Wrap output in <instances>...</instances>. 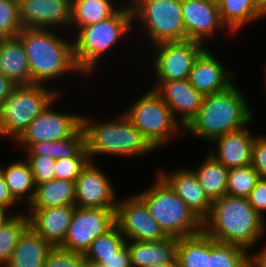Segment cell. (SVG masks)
I'll return each instance as SVG.
<instances>
[{
    "label": "cell",
    "mask_w": 266,
    "mask_h": 267,
    "mask_svg": "<svg viewBox=\"0 0 266 267\" xmlns=\"http://www.w3.org/2000/svg\"><path fill=\"white\" fill-rule=\"evenodd\" d=\"M127 3L125 0V4L112 17L82 27L75 32L76 36L73 35L74 59L87 79L92 77L94 68L99 66L102 58H106L105 55L112 51L110 49L117 48L119 41L124 40L123 37L135 32L132 9Z\"/></svg>",
    "instance_id": "5"
},
{
    "label": "cell",
    "mask_w": 266,
    "mask_h": 267,
    "mask_svg": "<svg viewBox=\"0 0 266 267\" xmlns=\"http://www.w3.org/2000/svg\"><path fill=\"white\" fill-rule=\"evenodd\" d=\"M154 184L136 194L167 236L187 237L203 230V221L156 174Z\"/></svg>",
    "instance_id": "6"
},
{
    "label": "cell",
    "mask_w": 266,
    "mask_h": 267,
    "mask_svg": "<svg viewBox=\"0 0 266 267\" xmlns=\"http://www.w3.org/2000/svg\"><path fill=\"white\" fill-rule=\"evenodd\" d=\"M132 267L154 264L177 265L179 238L158 241H126Z\"/></svg>",
    "instance_id": "22"
},
{
    "label": "cell",
    "mask_w": 266,
    "mask_h": 267,
    "mask_svg": "<svg viewBox=\"0 0 266 267\" xmlns=\"http://www.w3.org/2000/svg\"><path fill=\"white\" fill-rule=\"evenodd\" d=\"M203 231L217 242L250 252L266 235V220L249 204L248 198L226 194L212 201L210 213L203 220Z\"/></svg>",
    "instance_id": "2"
},
{
    "label": "cell",
    "mask_w": 266,
    "mask_h": 267,
    "mask_svg": "<svg viewBox=\"0 0 266 267\" xmlns=\"http://www.w3.org/2000/svg\"><path fill=\"white\" fill-rule=\"evenodd\" d=\"M238 84L210 95H204L196 116L184 128L185 134L210 143L217 137L248 126L255 118Z\"/></svg>",
    "instance_id": "3"
},
{
    "label": "cell",
    "mask_w": 266,
    "mask_h": 267,
    "mask_svg": "<svg viewBox=\"0 0 266 267\" xmlns=\"http://www.w3.org/2000/svg\"><path fill=\"white\" fill-rule=\"evenodd\" d=\"M152 46L151 60L156 81L184 80L189 78L192 65L207 46L195 40L161 42ZM155 48V49H154Z\"/></svg>",
    "instance_id": "10"
},
{
    "label": "cell",
    "mask_w": 266,
    "mask_h": 267,
    "mask_svg": "<svg viewBox=\"0 0 266 267\" xmlns=\"http://www.w3.org/2000/svg\"><path fill=\"white\" fill-rule=\"evenodd\" d=\"M23 151L26 154L25 156L44 155L50 156L55 160L69 157H88L82 127L64 140L32 143Z\"/></svg>",
    "instance_id": "28"
},
{
    "label": "cell",
    "mask_w": 266,
    "mask_h": 267,
    "mask_svg": "<svg viewBox=\"0 0 266 267\" xmlns=\"http://www.w3.org/2000/svg\"><path fill=\"white\" fill-rule=\"evenodd\" d=\"M224 65L207 46L196 57L188 80L203 95L222 92L235 83L236 74Z\"/></svg>",
    "instance_id": "18"
},
{
    "label": "cell",
    "mask_w": 266,
    "mask_h": 267,
    "mask_svg": "<svg viewBox=\"0 0 266 267\" xmlns=\"http://www.w3.org/2000/svg\"><path fill=\"white\" fill-rule=\"evenodd\" d=\"M22 29L19 0H0V37H16Z\"/></svg>",
    "instance_id": "36"
},
{
    "label": "cell",
    "mask_w": 266,
    "mask_h": 267,
    "mask_svg": "<svg viewBox=\"0 0 266 267\" xmlns=\"http://www.w3.org/2000/svg\"><path fill=\"white\" fill-rule=\"evenodd\" d=\"M45 267H84V255L53 246L48 251Z\"/></svg>",
    "instance_id": "38"
},
{
    "label": "cell",
    "mask_w": 266,
    "mask_h": 267,
    "mask_svg": "<svg viewBox=\"0 0 266 267\" xmlns=\"http://www.w3.org/2000/svg\"><path fill=\"white\" fill-rule=\"evenodd\" d=\"M106 119L100 121L81 115L89 161L94 162L93 157L97 155L140 158L157 150L124 113Z\"/></svg>",
    "instance_id": "4"
},
{
    "label": "cell",
    "mask_w": 266,
    "mask_h": 267,
    "mask_svg": "<svg viewBox=\"0 0 266 267\" xmlns=\"http://www.w3.org/2000/svg\"><path fill=\"white\" fill-rule=\"evenodd\" d=\"M252 123L254 122L242 129L215 138L211 142L212 145L210 144L208 153L227 169L250 165L253 142L257 136L249 129Z\"/></svg>",
    "instance_id": "19"
},
{
    "label": "cell",
    "mask_w": 266,
    "mask_h": 267,
    "mask_svg": "<svg viewBox=\"0 0 266 267\" xmlns=\"http://www.w3.org/2000/svg\"><path fill=\"white\" fill-rule=\"evenodd\" d=\"M132 9L133 24L142 25L149 44L185 41L186 32L182 17V0H128Z\"/></svg>",
    "instance_id": "9"
},
{
    "label": "cell",
    "mask_w": 266,
    "mask_h": 267,
    "mask_svg": "<svg viewBox=\"0 0 266 267\" xmlns=\"http://www.w3.org/2000/svg\"><path fill=\"white\" fill-rule=\"evenodd\" d=\"M203 160L204 161L200 163L201 165L195 167V169L192 168V170L207 197L211 201H214L227 194L229 169L218 162L209 153Z\"/></svg>",
    "instance_id": "30"
},
{
    "label": "cell",
    "mask_w": 266,
    "mask_h": 267,
    "mask_svg": "<svg viewBox=\"0 0 266 267\" xmlns=\"http://www.w3.org/2000/svg\"><path fill=\"white\" fill-rule=\"evenodd\" d=\"M29 84L17 85L0 104L1 138L15 142L52 101L61 95V89Z\"/></svg>",
    "instance_id": "7"
},
{
    "label": "cell",
    "mask_w": 266,
    "mask_h": 267,
    "mask_svg": "<svg viewBox=\"0 0 266 267\" xmlns=\"http://www.w3.org/2000/svg\"><path fill=\"white\" fill-rule=\"evenodd\" d=\"M151 89L161 97L183 128L196 116L204 99L188 79L156 81Z\"/></svg>",
    "instance_id": "17"
},
{
    "label": "cell",
    "mask_w": 266,
    "mask_h": 267,
    "mask_svg": "<svg viewBox=\"0 0 266 267\" xmlns=\"http://www.w3.org/2000/svg\"><path fill=\"white\" fill-rule=\"evenodd\" d=\"M115 225V209L75 206L66 238L60 247L85 254L91 242Z\"/></svg>",
    "instance_id": "11"
},
{
    "label": "cell",
    "mask_w": 266,
    "mask_h": 267,
    "mask_svg": "<svg viewBox=\"0 0 266 267\" xmlns=\"http://www.w3.org/2000/svg\"><path fill=\"white\" fill-rule=\"evenodd\" d=\"M173 170L167 172L162 169L157 174L203 221L210 213L212 201L207 197L191 167H179Z\"/></svg>",
    "instance_id": "20"
},
{
    "label": "cell",
    "mask_w": 266,
    "mask_h": 267,
    "mask_svg": "<svg viewBox=\"0 0 266 267\" xmlns=\"http://www.w3.org/2000/svg\"><path fill=\"white\" fill-rule=\"evenodd\" d=\"M75 206V182L54 179L36 185L35 194L27 209Z\"/></svg>",
    "instance_id": "29"
},
{
    "label": "cell",
    "mask_w": 266,
    "mask_h": 267,
    "mask_svg": "<svg viewBox=\"0 0 266 267\" xmlns=\"http://www.w3.org/2000/svg\"><path fill=\"white\" fill-rule=\"evenodd\" d=\"M29 162L36 185L55 179V162L50 156H25Z\"/></svg>",
    "instance_id": "37"
},
{
    "label": "cell",
    "mask_w": 266,
    "mask_h": 267,
    "mask_svg": "<svg viewBox=\"0 0 266 267\" xmlns=\"http://www.w3.org/2000/svg\"><path fill=\"white\" fill-rule=\"evenodd\" d=\"M17 85L0 73V104L7 98Z\"/></svg>",
    "instance_id": "45"
},
{
    "label": "cell",
    "mask_w": 266,
    "mask_h": 267,
    "mask_svg": "<svg viewBox=\"0 0 266 267\" xmlns=\"http://www.w3.org/2000/svg\"><path fill=\"white\" fill-rule=\"evenodd\" d=\"M259 179V174L251 164L231 168L228 172L227 194L247 198Z\"/></svg>",
    "instance_id": "35"
},
{
    "label": "cell",
    "mask_w": 266,
    "mask_h": 267,
    "mask_svg": "<svg viewBox=\"0 0 266 267\" xmlns=\"http://www.w3.org/2000/svg\"><path fill=\"white\" fill-rule=\"evenodd\" d=\"M84 267H105V266L84 258Z\"/></svg>",
    "instance_id": "46"
},
{
    "label": "cell",
    "mask_w": 266,
    "mask_h": 267,
    "mask_svg": "<svg viewBox=\"0 0 266 267\" xmlns=\"http://www.w3.org/2000/svg\"><path fill=\"white\" fill-rule=\"evenodd\" d=\"M75 206L28 209L29 226L52 246H60L71 222Z\"/></svg>",
    "instance_id": "21"
},
{
    "label": "cell",
    "mask_w": 266,
    "mask_h": 267,
    "mask_svg": "<svg viewBox=\"0 0 266 267\" xmlns=\"http://www.w3.org/2000/svg\"><path fill=\"white\" fill-rule=\"evenodd\" d=\"M265 70H266V67H265ZM265 73H266V71H265ZM264 77H265V80H264V81H265V84H266V74H265V76H264ZM265 86H266V85H265Z\"/></svg>",
    "instance_id": "50"
},
{
    "label": "cell",
    "mask_w": 266,
    "mask_h": 267,
    "mask_svg": "<svg viewBox=\"0 0 266 267\" xmlns=\"http://www.w3.org/2000/svg\"><path fill=\"white\" fill-rule=\"evenodd\" d=\"M58 34L56 29L41 28H23L17 34L26 51L31 84L49 86L66 75L78 73L87 78L76 65L73 40L67 41Z\"/></svg>",
    "instance_id": "1"
},
{
    "label": "cell",
    "mask_w": 266,
    "mask_h": 267,
    "mask_svg": "<svg viewBox=\"0 0 266 267\" xmlns=\"http://www.w3.org/2000/svg\"><path fill=\"white\" fill-rule=\"evenodd\" d=\"M88 162V157H69L56 160L55 179L75 182Z\"/></svg>",
    "instance_id": "39"
},
{
    "label": "cell",
    "mask_w": 266,
    "mask_h": 267,
    "mask_svg": "<svg viewBox=\"0 0 266 267\" xmlns=\"http://www.w3.org/2000/svg\"><path fill=\"white\" fill-rule=\"evenodd\" d=\"M147 267H177V265L154 264Z\"/></svg>",
    "instance_id": "49"
},
{
    "label": "cell",
    "mask_w": 266,
    "mask_h": 267,
    "mask_svg": "<svg viewBox=\"0 0 266 267\" xmlns=\"http://www.w3.org/2000/svg\"><path fill=\"white\" fill-rule=\"evenodd\" d=\"M208 267H249V252L237 245L217 242L208 235Z\"/></svg>",
    "instance_id": "33"
},
{
    "label": "cell",
    "mask_w": 266,
    "mask_h": 267,
    "mask_svg": "<svg viewBox=\"0 0 266 267\" xmlns=\"http://www.w3.org/2000/svg\"><path fill=\"white\" fill-rule=\"evenodd\" d=\"M108 176L89 161L75 180V206L115 209L118 195Z\"/></svg>",
    "instance_id": "14"
},
{
    "label": "cell",
    "mask_w": 266,
    "mask_h": 267,
    "mask_svg": "<svg viewBox=\"0 0 266 267\" xmlns=\"http://www.w3.org/2000/svg\"><path fill=\"white\" fill-rule=\"evenodd\" d=\"M140 96L123 113L157 150L169 146L184 128L154 89Z\"/></svg>",
    "instance_id": "8"
},
{
    "label": "cell",
    "mask_w": 266,
    "mask_h": 267,
    "mask_svg": "<svg viewBox=\"0 0 266 267\" xmlns=\"http://www.w3.org/2000/svg\"><path fill=\"white\" fill-rule=\"evenodd\" d=\"M177 267H208V234L179 238Z\"/></svg>",
    "instance_id": "32"
},
{
    "label": "cell",
    "mask_w": 266,
    "mask_h": 267,
    "mask_svg": "<svg viewBox=\"0 0 266 267\" xmlns=\"http://www.w3.org/2000/svg\"><path fill=\"white\" fill-rule=\"evenodd\" d=\"M97 263L105 267H132L127 244H125L114 256L102 257Z\"/></svg>",
    "instance_id": "42"
},
{
    "label": "cell",
    "mask_w": 266,
    "mask_h": 267,
    "mask_svg": "<svg viewBox=\"0 0 266 267\" xmlns=\"http://www.w3.org/2000/svg\"><path fill=\"white\" fill-rule=\"evenodd\" d=\"M9 215V213L0 206V223Z\"/></svg>",
    "instance_id": "48"
},
{
    "label": "cell",
    "mask_w": 266,
    "mask_h": 267,
    "mask_svg": "<svg viewBox=\"0 0 266 267\" xmlns=\"http://www.w3.org/2000/svg\"><path fill=\"white\" fill-rule=\"evenodd\" d=\"M182 17L186 40H195L206 45L219 29L220 33L227 31L230 35L231 31L221 20L216 0H182Z\"/></svg>",
    "instance_id": "15"
},
{
    "label": "cell",
    "mask_w": 266,
    "mask_h": 267,
    "mask_svg": "<svg viewBox=\"0 0 266 267\" xmlns=\"http://www.w3.org/2000/svg\"><path fill=\"white\" fill-rule=\"evenodd\" d=\"M115 225L127 241H158L168 237L136 193L117 200Z\"/></svg>",
    "instance_id": "13"
},
{
    "label": "cell",
    "mask_w": 266,
    "mask_h": 267,
    "mask_svg": "<svg viewBox=\"0 0 266 267\" xmlns=\"http://www.w3.org/2000/svg\"><path fill=\"white\" fill-rule=\"evenodd\" d=\"M126 241L118 227L114 225L105 234L91 242L84 258L97 263L102 257L114 256L126 244Z\"/></svg>",
    "instance_id": "34"
},
{
    "label": "cell",
    "mask_w": 266,
    "mask_h": 267,
    "mask_svg": "<svg viewBox=\"0 0 266 267\" xmlns=\"http://www.w3.org/2000/svg\"><path fill=\"white\" fill-rule=\"evenodd\" d=\"M71 6L72 0H19L22 28L57 29L60 32L64 29L68 32Z\"/></svg>",
    "instance_id": "16"
},
{
    "label": "cell",
    "mask_w": 266,
    "mask_h": 267,
    "mask_svg": "<svg viewBox=\"0 0 266 267\" xmlns=\"http://www.w3.org/2000/svg\"><path fill=\"white\" fill-rule=\"evenodd\" d=\"M254 1L266 13V0H254Z\"/></svg>",
    "instance_id": "47"
},
{
    "label": "cell",
    "mask_w": 266,
    "mask_h": 267,
    "mask_svg": "<svg viewBox=\"0 0 266 267\" xmlns=\"http://www.w3.org/2000/svg\"><path fill=\"white\" fill-rule=\"evenodd\" d=\"M0 73L16 85L31 84L26 51L17 36L0 40Z\"/></svg>",
    "instance_id": "23"
},
{
    "label": "cell",
    "mask_w": 266,
    "mask_h": 267,
    "mask_svg": "<svg viewBox=\"0 0 266 267\" xmlns=\"http://www.w3.org/2000/svg\"><path fill=\"white\" fill-rule=\"evenodd\" d=\"M252 167L259 174L260 178H266V135L255 137L252 150Z\"/></svg>",
    "instance_id": "40"
},
{
    "label": "cell",
    "mask_w": 266,
    "mask_h": 267,
    "mask_svg": "<svg viewBox=\"0 0 266 267\" xmlns=\"http://www.w3.org/2000/svg\"><path fill=\"white\" fill-rule=\"evenodd\" d=\"M114 3L112 0H72L70 31L72 29L75 33L82 27L112 17L123 4L119 7Z\"/></svg>",
    "instance_id": "27"
},
{
    "label": "cell",
    "mask_w": 266,
    "mask_h": 267,
    "mask_svg": "<svg viewBox=\"0 0 266 267\" xmlns=\"http://www.w3.org/2000/svg\"><path fill=\"white\" fill-rule=\"evenodd\" d=\"M249 204L254 208V210L266 220V178H260L250 195L247 197Z\"/></svg>",
    "instance_id": "41"
},
{
    "label": "cell",
    "mask_w": 266,
    "mask_h": 267,
    "mask_svg": "<svg viewBox=\"0 0 266 267\" xmlns=\"http://www.w3.org/2000/svg\"><path fill=\"white\" fill-rule=\"evenodd\" d=\"M257 252H249V267H266V243Z\"/></svg>",
    "instance_id": "44"
},
{
    "label": "cell",
    "mask_w": 266,
    "mask_h": 267,
    "mask_svg": "<svg viewBox=\"0 0 266 267\" xmlns=\"http://www.w3.org/2000/svg\"><path fill=\"white\" fill-rule=\"evenodd\" d=\"M10 163L5 167L1 165L0 172L12 196L20 204L22 202L26 208L32 201L36 189L30 164L25 158L24 160L20 158L19 161H12Z\"/></svg>",
    "instance_id": "26"
},
{
    "label": "cell",
    "mask_w": 266,
    "mask_h": 267,
    "mask_svg": "<svg viewBox=\"0 0 266 267\" xmlns=\"http://www.w3.org/2000/svg\"><path fill=\"white\" fill-rule=\"evenodd\" d=\"M222 22L235 34L255 21L265 19L266 13L254 0H216ZM247 25V26H246Z\"/></svg>",
    "instance_id": "25"
},
{
    "label": "cell",
    "mask_w": 266,
    "mask_h": 267,
    "mask_svg": "<svg viewBox=\"0 0 266 267\" xmlns=\"http://www.w3.org/2000/svg\"><path fill=\"white\" fill-rule=\"evenodd\" d=\"M19 202L12 196L9 188L0 172V206L10 213L11 208H16Z\"/></svg>",
    "instance_id": "43"
},
{
    "label": "cell",
    "mask_w": 266,
    "mask_h": 267,
    "mask_svg": "<svg viewBox=\"0 0 266 267\" xmlns=\"http://www.w3.org/2000/svg\"><path fill=\"white\" fill-rule=\"evenodd\" d=\"M53 246L28 226L5 267H45L48 251Z\"/></svg>",
    "instance_id": "24"
},
{
    "label": "cell",
    "mask_w": 266,
    "mask_h": 267,
    "mask_svg": "<svg viewBox=\"0 0 266 267\" xmlns=\"http://www.w3.org/2000/svg\"><path fill=\"white\" fill-rule=\"evenodd\" d=\"M28 226L29 218L25 211L11 212L0 223V267L9 262L20 235Z\"/></svg>",
    "instance_id": "31"
},
{
    "label": "cell",
    "mask_w": 266,
    "mask_h": 267,
    "mask_svg": "<svg viewBox=\"0 0 266 267\" xmlns=\"http://www.w3.org/2000/svg\"><path fill=\"white\" fill-rule=\"evenodd\" d=\"M59 95L34 120L15 141L17 148L25 150L32 143L64 140L81 127V114L56 111L53 107Z\"/></svg>",
    "instance_id": "12"
}]
</instances>
